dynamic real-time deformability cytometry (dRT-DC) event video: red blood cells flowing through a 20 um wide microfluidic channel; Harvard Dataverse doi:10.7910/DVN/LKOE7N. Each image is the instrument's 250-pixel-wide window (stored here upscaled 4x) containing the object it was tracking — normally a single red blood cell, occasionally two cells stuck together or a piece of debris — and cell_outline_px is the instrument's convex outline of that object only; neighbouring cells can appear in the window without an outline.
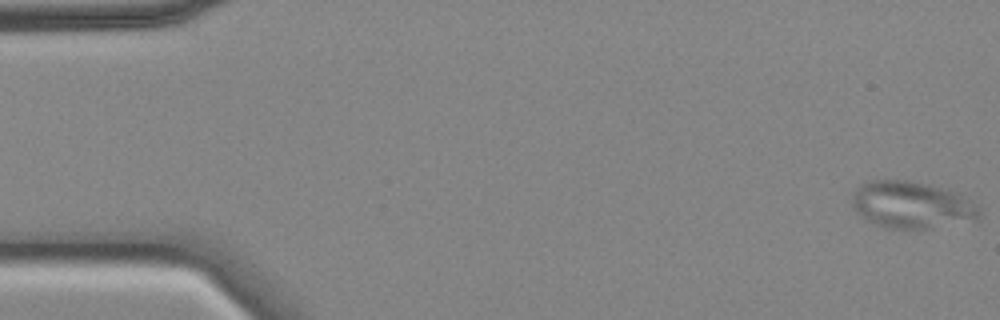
{"species": "common noctule bat (a hibernating species)", "species_latin": "Nyctalus noctula", "temperature_condition": "cold", "stored_images_in_passage": 57, "camera_frame_rate_fps": 3000, "um_per_image_px": 0.085, "animal": {"sex": "female", "body_mass_g": 18.4}, "frame": {"image": 1, "passage_image": 1, "time_ms": 0.0, "image_size_px": [1000, 320], "cell_outline_px": [[980, 216], [976, 220], [924, 228], [884, 228], [864, 220], [856, 212], [852, 204], [852, 192], [860, 184], [868, 180], [908, 180], [928, 184], [952, 192], [976, 204], [980, 208]], "centroid_in_image_um": [77.41, 17.41], "position_along_channel_um": 7.6, "area_um2": 34.62}}
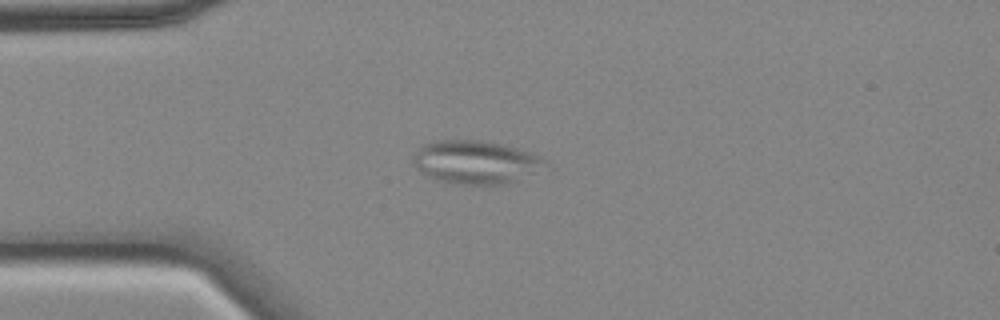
{"frame": {"image": 2, "passage_image": 14, "time_ms": 4.333, "image_size_px": [1000, 320], "cell_outline_px": [[552, 168], [492, 188], [452, 184], [436, 180], [424, 176], [416, 168], [412, 160], [416, 148], [424, 144], [440, 140], [480, 140], [500, 144], [516, 148], [540, 156], [548, 160]], "centroid_in_image_um": [40.48, 13.84], "position_along_channel_um": 44.5, "area_um2": 34.68}}
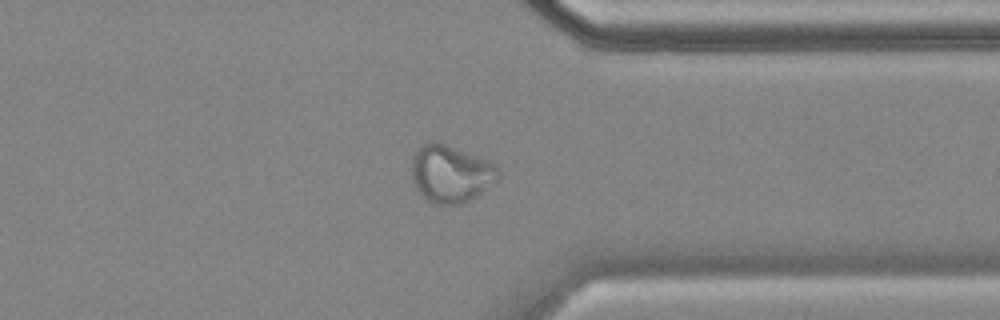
{"frame": {"image": 3, "passage_image": 44, "time_ms": 14.333, "image_size_px": [1000, 320], "cell_outline_px": [[500, 176], [496, 180], [476, 196], [464, 204], [436, 204], [428, 200], [416, 188], [412, 180], [412, 156], [428, 140], [436, 140], [488, 160], [500, 168]], "centroid_in_image_um": [38.31, 14.75], "position_along_channel_um": 373.1, "area_um2": 28.96}, "authors_computed_cell_mechanics": {"area_um2": 29.4202, "velocity_mm_per_s": 3.4979, "shape_relaxation_time_tau1_ms": null, "shape_relaxation_time_tau2_ms": 2.5557, "deformation_change_tau1": null, "deformation_change_tau2": 0.0828}}